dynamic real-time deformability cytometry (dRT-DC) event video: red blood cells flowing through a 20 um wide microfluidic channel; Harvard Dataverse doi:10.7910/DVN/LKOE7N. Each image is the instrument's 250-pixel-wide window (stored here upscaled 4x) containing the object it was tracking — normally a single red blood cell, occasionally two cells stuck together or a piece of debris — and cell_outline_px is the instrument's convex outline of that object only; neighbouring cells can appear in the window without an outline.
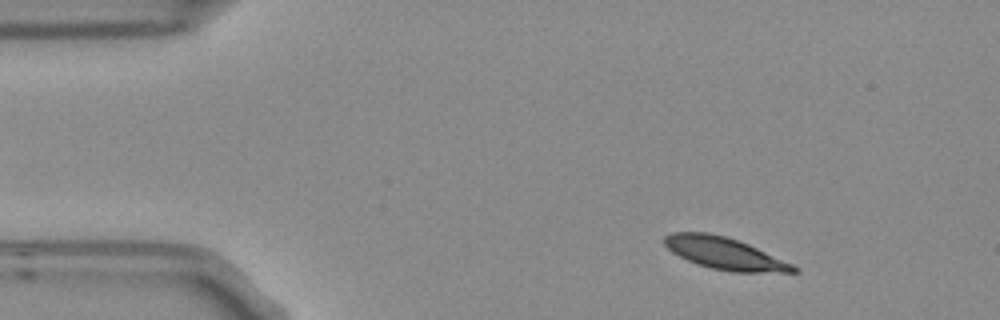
{"species": "Egyptian fruit bat (a non-hibernating species)", "species_latin": "Rousettus aegyptiacus", "temperature_condition": "room temperature", "stored_images_in_passage": 3, "camera_frame_rate_fps": 3000, "um_per_image_px": 0.085, "frame": {"image": 1, "passage_image": 1, "time_ms": 0.0, "image_size_px": [1000, 320], "cell_outline_px": [[800, 272], [732, 272], [712, 268], [696, 264], [672, 252], [664, 244], [664, 236], [672, 232], [708, 232], [724, 236], [748, 244], [792, 264], [800, 268]], "centroid_in_image_um": [61.58, 21.54], "position_along_channel_um": 23.4, "area_um2": 23.81}}